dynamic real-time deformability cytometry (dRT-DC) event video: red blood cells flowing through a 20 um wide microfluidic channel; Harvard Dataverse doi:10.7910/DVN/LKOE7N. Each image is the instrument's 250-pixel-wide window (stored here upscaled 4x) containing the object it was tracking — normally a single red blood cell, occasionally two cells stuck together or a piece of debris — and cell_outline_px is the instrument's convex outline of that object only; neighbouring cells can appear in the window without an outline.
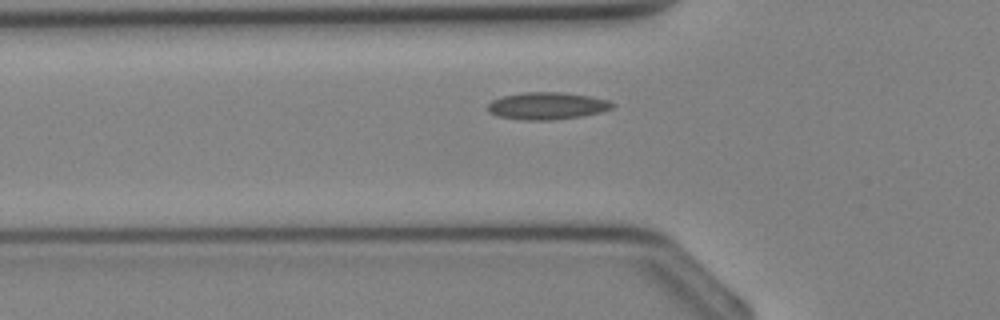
{"species": "Egyptian fruit bat (a non-hibernating species)", "species_latin": "Rousettus aegyptiacus", "temperature_condition": "cold", "stored_images_in_passage": 27, "camera_frame_rate_fps": 3000, "um_per_image_px": 0.085, "animal": {"sex": "female"}, "frame": {"image": 1, "passage_image": 4, "time_ms": 1.0, "image_size_px": [1000, 320], "cell_outline_px": [[616, 104], [612, 108], [600, 112], [580, 116], [556, 120], [520, 120], [500, 116], [488, 112], [488, 104], [492, 100], [504, 96], [524, 92], [560, 92], [588, 96], [608, 100]], "centroid_in_image_um": [46.5, 9.0], "position_along_channel_um": 79.3, "area_um2": 19.65}}
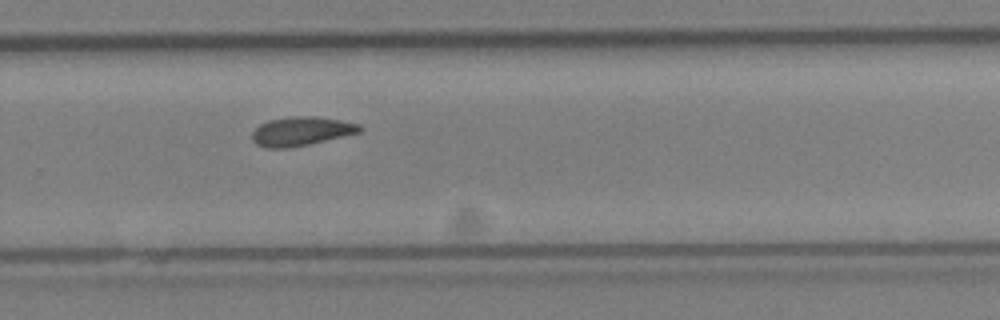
{"frame": {"image": 2, "passage_image": 16, "time_ms": 5.0, "image_size_px": [1000, 320], "cell_outline_px": [[364, 128], [360, 132], [308, 144], [288, 148], [264, 148], [256, 144], [252, 140], [252, 132], [260, 124], [268, 120], [292, 116], [320, 116], [360, 124]], "centroid_in_image_um": [25.59, 11.15], "position_along_channel_um": 304.2, "area_um2": 18.21}}
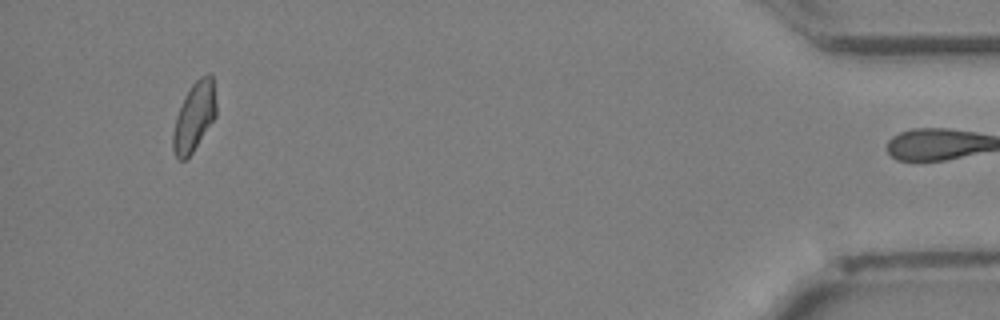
{"frame": {"image": 3, "passage_image": 26, "time_ms": 8.333, "image_size_px": [1000, 320], "cell_outline_px": [[216, 116], [192, 152], [184, 160], [176, 160], [172, 148], [172, 132], [176, 116], [184, 96], [192, 84], [200, 76], [208, 72], [212, 72], [216, 104]], "centroid_in_image_um": [16.5, 9.89], "position_along_channel_um": 418.7, "area_um2": 17.51}}